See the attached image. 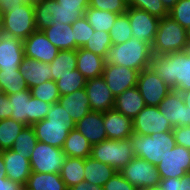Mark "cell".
<instances>
[{"mask_svg": "<svg viewBox=\"0 0 190 190\" xmlns=\"http://www.w3.org/2000/svg\"><path fill=\"white\" fill-rule=\"evenodd\" d=\"M137 87L146 106H159L161 101L172 90L150 68L144 69L139 73Z\"/></svg>", "mask_w": 190, "mask_h": 190, "instance_id": "8fae6325", "label": "cell"}, {"mask_svg": "<svg viewBox=\"0 0 190 190\" xmlns=\"http://www.w3.org/2000/svg\"><path fill=\"white\" fill-rule=\"evenodd\" d=\"M140 71L127 68L125 66L105 63L102 77L116 98L127 89L137 86Z\"/></svg>", "mask_w": 190, "mask_h": 190, "instance_id": "9a60e30c", "label": "cell"}, {"mask_svg": "<svg viewBox=\"0 0 190 190\" xmlns=\"http://www.w3.org/2000/svg\"><path fill=\"white\" fill-rule=\"evenodd\" d=\"M24 55L44 63H51L59 53V49L54 46L43 33L35 31L23 40Z\"/></svg>", "mask_w": 190, "mask_h": 190, "instance_id": "ac0fdd59", "label": "cell"}, {"mask_svg": "<svg viewBox=\"0 0 190 190\" xmlns=\"http://www.w3.org/2000/svg\"><path fill=\"white\" fill-rule=\"evenodd\" d=\"M162 5L169 12L179 0H160Z\"/></svg>", "mask_w": 190, "mask_h": 190, "instance_id": "9f6ffc18", "label": "cell"}, {"mask_svg": "<svg viewBox=\"0 0 190 190\" xmlns=\"http://www.w3.org/2000/svg\"><path fill=\"white\" fill-rule=\"evenodd\" d=\"M84 158L66 157L60 176L67 188L84 181Z\"/></svg>", "mask_w": 190, "mask_h": 190, "instance_id": "1f68e13d", "label": "cell"}, {"mask_svg": "<svg viewBox=\"0 0 190 190\" xmlns=\"http://www.w3.org/2000/svg\"><path fill=\"white\" fill-rule=\"evenodd\" d=\"M119 172L137 189H157L161 180L157 166L138 157H134Z\"/></svg>", "mask_w": 190, "mask_h": 190, "instance_id": "ba28073f", "label": "cell"}, {"mask_svg": "<svg viewBox=\"0 0 190 190\" xmlns=\"http://www.w3.org/2000/svg\"><path fill=\"white\" fill-rule=\"evenodd\" d=\"M180 182L178 183V190H190V172L182 176Z\"/></svg>", "mask_w": 190, "mask_h": 190, "instance_id": "11a10c76", "label": "cell"}, {"mask_svg": "<svg viewBox=\"0 0 190 190\" xmlns=\"http://www.w3.org/2000/svg\"><path fill=\"white\" fill-rule=\"evenodd\" d=\"M51 104L33 96L29 99V126L46 118Z\"/></svg>", "mask_w": 190, "mask_h": 190, "instance_id": "f6af8a7d", "label": "cell"}, {"mask_svg": "<svg viewBox=\"0 0 190 190\" xmlns=\"http://www.w3.org/2000/svg\"><path fill=\"white\" fill-rule=\"evenodd\" d=\"M129 139L135 157L144 159L154 166H157L162 158L176 145L173 130L152 133L151 135L133 133Z\"/></svg>", "mask_w": 190, "mask_h": 190, "instance_id": "5b68a950", "label": "cell"}, {"mask_svg": "<svg viewBox=\"0 0 190 190\" xmlns=\"http://www.w3.org/2000/svg\"><path fill=\"white\" fill-rule=\"evenodd\" d=\"M127 5H129L131 0H123Z\"/></svg>", "mask_w": 190, "mask_h": 190, "instance_id": "94428289", "label": "cell"}, {"mask_svg": "<svg viewBox=\"0 0 190 190\" xmlns=\"http://www.w3.org/2000/svg\"><path fill=\"white\" fill-rule=\"evenodd\" d=\"M86 10H51V0H34V21L37 31H42L52 23L73 24L84 16Z\"/></svg>", "mask_w": 190, "mask_h": 190, "instance_id": "30bf717a", "label": "cell"}, {"mask_svg": "<svg viewBox=\"0 0 190 190\" xmlns=\"http://www.w3.org/2000/svg\"><path fill=\"white\" fill-rule=\"evenodd\" d=\"M48 40L59 50H76L74 44V32L70 24L52 23L49 27L42 30Z\"/></svg>", "mask_w": 190, "mask_h": 190, "instance_id": "4316f807", "label": "cell"}, {"mask_svg": "<svg viewBox=\"0 0 190 190\" xmlns=\"http://www.w3.org/2000/svg\"><path fill=\"white\" fill-rule=\"evenodd\" d=\"M1 153L5 164V177L25 186L32 173L29 158L11 149L3 150Z\"/></svg>", "mask_w": 190, "mask_h": 190, "instance_id": "ffe728a7", "label": "cell"}, {"mask_svg": "<svg viewBox=\"0 0 190 190\" xmlns=\"http://www.w3.org/2000/svg\"><path fill=\"white\" fill-rule=\"evenodd\" d=\"M125 13L130 22L133 37L141 42H147L152 45L158 30L160 18L134 7H127Z\"/></svg>", "mask_w": 190, "mask_h": 190, "instance_id": "4fadbf2b", "label": "cell"}, {"mask_svg": "<svg viewBox=\"0 0 190 190\" xmlns=\"http://www.w3.org/2000/svg\"><path fill=\"white\" fill-rule=\"evenodd\" d=\"M27 190H68L60 174L32 172L24 186Z\"/></svg>", "mask_w": 190, "mask_h": 190, "instance_id": "f1b7e54d", "label": "cell"}, {"mask_svg": "<svg viewBox=\"0 0 190 190\" xmlns=\"http://www.w3.org/2000/svg\"><path fill=\"white\" fill-rule=\"evenodd\" d=\"M89 6L114 14H124L128 5L123 0H89Z\"/></svg>", "mask_w": 190, "mask_h": 190, "instance_id": "bcb514c9", "label": "cell"}, {"mask_svg": "<svg viewBox=\"0 0 190 190\" xmlns=\"http://www.w3.org/2000/svg\"><path fill=\"white\" fill-rule=\"evenodd\" d=\"M19 71L25 79L28 89L48 80H52V70L49 63L24 57L19 65Z\"/></svg>", "mask_w": 190, "mask_h": 190, "instance_id": "603a6c76", "label": "cell"}, {"mask_svg": "<svg viewBox=\"0 0 190 190\" xmlns=\"http://www.w3.org/2000/svg\"><path fill=\"white\" fill-rule=\"evenodd\" d=\"M4 173H5V164H4L2 153L0 151V174H4Z\"/></svg>", "mask_w": 190, "mask_h": 190, "instance_id": "680465c9", "label": "cell"}, {"mask_svg": "<svg viewBox=\"0 0 190 190\" xmlns=\"http://www.w3.org/2000/svg\"><path fill=\"white\" fill-rule=\"evenodd\" d=\"M158 108L173 128L190 125V110L185 105L180 91L172 89Z\"/></svg>", "mask_w": 190, "mask_h": 190, "instance_id": "2e32d148", "label": "cell"}, {"mask_svg": "<svg viewBox=\"0 0 190 190\" xmlns=\"http://www.w3.org/2000/svg\"><path fill=\"white\" fill-rule=\"evenodd\" d=\"M26 126L13 118L0 120V151L11 149L16 137Z\"/></svg>", "mask_w": 190, "mask_h": 190, "instance_id": "836d02e7", "label": "cell"}, {"mask_svg": "<svg viewBox=\"0 0 190 190\" xmlns=\"http://www.w3.org/2000/svg\"><path fill=\"white\" fill-rule=\"evenodd\" d=\"M30 91L33 97L49 104L57 103L60 98L57 83L53 80L40 83L39 85L30 88Z\"/></svg>", "mask_w": 190, "mask_h": 190, "instance_id": "60d3db41", "label": "cell"}, {"mask_svg": "<svg viewBox=\"0 0 190 190\" xmlns=\"http://www.w3.org/2000/svg\"><path fill=\"white\" fill-rule=\"evenodd\" d=\"M50 64L52 80L57 81L74 69H77L76 50H60Z\"/></svg>", "mask_w": 190, "mask_h": 190, "instance_id": "d6a6232c", "label": "cell"}, {"mask_svg": "<svg viewBox=\"0 0 190 190\" xmlns=\"http://www.w3.org/2000/svg\"><path fill=\"white\" fill-rule=\"evenodd\" d=\"M104 127L107 139L122 140L133 133V120L114 108L103 112Z\"/></svg>", "mask_w": 190, "mask_h": 190, "instance_id": "44dd1931", "label": "cell"}, {"mask_svg": "<svg viewBox=\"0 0 190 190\" xmlns=\"http://www.w3.org/2000/svg\"><path fill=\"white\" fill-rule=\"evenodd\" d=\"M89 0H51V10H86Z\"/></svg>", "mask_w": 190, "mask_h": 190, "instance_id": "7dc6e473", "label": "cell"}, {"mask_svg": "<svg viewBox=\"0 0 190 190\" xmlns=\"http://www.w3.org/2000/svg\"><path fill=\"white\" fill-rule=\"evenodd\" d=\"M181 95L183 97L184 103L187 107H189L190 110V89L186 91H182Z\"/></svg>", "mask_w": 190, "mask_h": 190, "instance_id": "6f0895ef", "label": "cell"}, {"mask_svg": "<svg viewBox=\"0 0 190 190\" xmlns=\"http://www.w3.org/2000/svg\"><path fill=\"white\" fill-rule=\"evenodd\" d=\"M84 89L91 111L103 113L114 108L115 97L102 76L88 79Z\"/></svg>", "mask_w": 190, "mask_h": 190, "instance_id": "e0dca14e", "label": "cell"}, {"mask_svg": "<svg viewBox=\"0 0 190 190\" xmlns=\"http://www.w3.org/2000/svg\"><path fill=\"white\" fill-rule=\"evenodd\" d=\"M180 178H161L157 190H178Z\"/></svg>", "mask_w": 190, "mask_h": 190, "instance_id": "816d5d0a", "label": "cell"}, {"mask_svg": "<svg viewBox=\"0 0 190 190\" xmlns=\"http://www.w3.org/2000/svg\"><path fill=\"white\" fill-rule=\"evenodd\" d=\"M68 190H103V187L93 185V184L87 183L86 181H83L79 184L71 186L70 188H68Z\"/></svg>", "mask_w": 190, "mask_h": 190, "instance_id": "db71d44e", "label": "cell"}, {"mask_svg": "<svg viewBox=\"0 0 190 190\" xmlns=\"http://www.w3.org/2000/svg\"><path fill=\"white\" fill-rule=\"evenodd\" d=\"M173 135L177 145L190 149V125L174 127Z\"/></svg>", "mask_w": 190, "mask_h": 190, "instance_id": "681fc988", "label": "cell"}, {"mask_svg": "<svg viewBox=\"0 0 190 190\" xmlns=\"http://www.w3.org/2000/svg\"><path fill=\"white\" fill-rule=\"evenodd\" d=\"M92 145L76 129L70 130L62 148L66 157L87 158L91 155Z\"/></svg>", "mask_w": 190, "mask_h": 190, "instance_id": "f546056e", "label": "cell"}, {"mask_svg": "<svg viewBox=\"0 0 190 190\" xmlns=\"http://www.w3.org/2000/svg\"><path fill=\"white\" fill-rule=\"evenodd\" d=\"M112 44L113 43L108 32H105L103 30H95L82 48H85L94 54L106 59L108 50Z\"/></svg>", "mask_w": 190, "mask_h": 190, "instance_id": "f35d334b", "label": "cell"}, {"mask_svg": "<svg viewBox=\"0 0 190 190\" xmlns=\"http://www.w3.org/2000/svg\"><path fill=\"white\" fill-rule=\"evenodd\" d=\"M117 171L92 157H87L84 160V181L87 183L102 186L110 180Z\"/></svg>", "mask_w": 190, "mask_h": 190, "instance_id": "83f0119b", "label": "cell"}, {"mask_svg": "<svg viewBox=\"0 0 190 190\" xmlns=\"http://www.w3.org/2000/svg\"><path fill=\"white\" fill-rule=\"evenodd\" d=\"M103 113L90 111L75 123V128L90 142L96 145L107 139L104 127Z\"/></svg>", "mask_w": 190, "mask_h": 190, "instance_id": "7402d4cb", "label": "cell"}, {"mask_svg": "<svg viewBox=\"0 0 190 190\" xmlns=\"http://www.w3.org/2000/svg\"><path fill=\"white\" fill-rule=\"evenodd\" d=\"M8 96L10 102V118L29 126V99L32 96L30 89Z\"/></svg>", "mask_w": 190, "mask_h": 190, "instance_id": "4dcf8cb0", "label": "cell"}, {"mask_svg": "<svg viewBox=\"0 0 190 190\" xmlns=\"http://www.w3.org/2000/svg\"><path fill=\"white\" fill-rule=\"evenodd\" d=\"M10 118L9 96L0 91V120Z\"/></svg>", "mask_w": 190, "mask_h": 190, "instance_id": "f907efd6", "label": "cell"}, {"mask_svg": "<svg viewBox=\"0 0 190 190\" xmlns=\"http://www.w3.org/2000/svg\"><path fill=\"white\" fill-rule=\"evenodd\" d=\"M2 33L25 40L36 31L34 0H4L0 2Z\"/></svg>", "mask_w": 190, "mask_h": 190, "instance_id": "7a4b0ae2", "label": "cell"}, {"mask_svg": "<svg viewBox=\"0 0 190 190\" xmlns=\"http://www.w3.org/2000/svg\"><path fill=\"white\" fill-rule=\"evenodd\" d=\"M171 16L183 28H190V0H179L169 11Z\"/></svg>", "mask_w": 190, "mask_h": 190, "instance_id": "ee69618b", "label": "cell"}, {"mask_svg": "<svg viewBox=\"0 0 190 190\" xmlns=\"http://www.w3.org/2000/svg\"><path fill=\"white\" fill-rule=\"evenodd\" d=\"M27 89L26 81L19 70H0V91L12 95Z\"/></svg>", "mask_w": 190, "mask_h": 190, "instance_id": "e575fe53", "label": "cell"}, {"mask_svg": "<svg viewBox=\"0 0 190 190\" xmlns=\"http://www.w3.org/2000/svg\"><path fill=\"white\" fill-rule=\"evenodd\" d=\"M161 178H181L190 172V149L175 145L157 165Z\"/></svg>", "mask_w": 190, "mask_h": 190, "instance_id": "5bb4252c", "label": "cell"}, {"mask_svg": "<svg viewBox=\"0 0 190 190\" xmlns=\"http://www.w3.org/2000/svg\"><path fill=\"white\" fill-rule=\"evenodd\" d=\"M77 70L88 80L102 76L106 59L85 49H76Z\"/></svg>", "mask_w": 190, "mask_h": 190, "instance_id": "cb8c5ba5", "label": "cell"}, {"mask_svg": "<svg viewBox=\"0 0 190 190\" xmlns=\"http://www.w3.org/2000/svg\"><path fill=\"white\" fill-rule=\"evenodd\" d=\"M37 142L34 128L26 126L16 137L11 150L26 155V158H30Z\"/></svg>", "mask_w": 190, "mask_h": 190, "instance_id": "74e56055", "label": "cell"}, {"mask_svg": "<svg viewBox=\"0 0 190 190\" xmlns=\"http://www.w3.org/2000/svg\"><path fill=\"white\" fill-rule=\"evenodd\" d=\"M32 127L38 142L62 149L70 130L75 128V123L57 102L50 105L46 118L34 123Z\"/></svg>", "mask_w": 190, "mask_h": 190, "instance_id": "3957f363", "label": "cell"}, {"mask_svg": "<svg viewBox=\"0 0 190 190\" xmlns=\"http://www.w3.org/2000/svg\"><path fill=\"white\" fill-rule=\"evenodd\" d=\"M151 49L155 55L188 50L187 29L169 15L160 19Z\"/></svg>", "mask_w": 190, "mask_h": 190, "instance_id": "8992f818", "label": "cell"}, {"mask_svg": "<svg viewBox=\"0 0 190 190\" xmlns=\"http://www.w3.org/2000/svg\"><path fill=\"white\" fill-rule=\"evenodd\" d=\"M71 26L74 32V44L78 48L83 47L95 31L85 16L75 21Z\"/></svg>", "mask_w": 190, "mask_h": 190, "instance_id": "b9f144b4", "label": "cell"}, {"mask_svg": "<svg viewBox=\"0 0 190 190\" xmlns=\"http://www.w3.org/2000/svg\"><path fill=\"white\" fill-rule=\"evenodd\" d=\"M149 68L171 89H190V49L162 55H152Z\"/></svg>", "mask_w": 190, "mask_h": 190, "instance_id": "6da1fadb", "label": "cell"}, {"mask_svg": "<svg viewBox=\"0 0 190 190\" xmlns=\"http://www.w3.org/2000/svg\"><path fill=\"white\" fill-rule=\"evenodd\" d=\"M86 82L87 79L77 69L60 76V79L56 81L60 96L83 89Z\"/></svg>", "mask_w": 190, "mask_h": 190, "instance_id": "8d00e7d4", "label": "cell"}, {"mask_svg": "<svg viewBox=\"0 0 190 190\" xmlns=\"http://www.w3.org/2000/svg\"><path fill=\"white\" fill-rule=\"evenodd\" d=\"M20 190H27V189L24 186H22Z\"/></svg>", "mask_w": 190, "mask_h": 190, "instance_id": "6125c7cd", "label": "cell"}, {"mask_svg": "<svg viewBox=\"0 0 190 190\" xmlns=\"http://www.w3.org/2000/svg\"><path fill=\"white\" fill-rule=\"evenodd\" d=\"M132 120L134 133L138 135H151L173 130L172 125L160 112L158 106H145Z\"/></svg>", "mask_w": 190, "mask_h": 190, "instance_id": "7c38bea8", "label": "cell"}, {"mask_svg": "<svg viewBox=\"0 0 190 190\" xmlns=\"http://www.w3.org/2000/svg\"><path fill=\"white\" fill-rule=\"evenodd\" d=\"M103 190H138V189L133 185H131L123 177V175L119 171H117L114 174V176H112L110 180L103 185Z\"/></svg>", "mask_w": 190, "mask_h": 190, "instance_id": "c3c4849f", "label": "cell"}, {"mask_svg": "<svg viewBox=\"0 0 190 190\" xmlns=\"http://www.w3.org/2000/svg\"><path fill=\"white\" fill-rule=\"evenodd\" d=\"M146 106L137 86L127 89L115 98L114 109L126 117L135 118Z\"/></svg>", "mask_w": 190, "mask_h": 190, "instance_id": "484cf974", "label": "cell"}, {"mask_svg": "<svg viewBox=\"0 0 190 190\" xmlns=\"http://www.w3.org/2000/svg\"><path fill=\"white\" fill-rule=\"evenodd\" d=\"M58 102L65 108L74 123H77L91 111L84 88L60 96Z\"/></svg>", "mask_w": 190, "mask_h": 190, "instance_id": "d4e9b609", "label": "cell"}, {"mask_svg": "<svg viewBox=\"0 0 190 190\" xmlns=\"http://www.w3.org/2000/svg\"><path fill=\"white\" fill-rule=\"evenodd\" d=\"M65 158L62 149L37 142L29 161L32 172L60 174Z\"/></svg>", "mask_w": 190, "mask_h": 190, "instance_id": "9c48e42d", "label": "cell"}, {"mask_svg": "<svg viewBox=\"0 0 190 190\" xmlns=\"http://www.w3.org/2000/svg\"><path fill=\"white\" fill-rule=\"evenodd\" d=\"M21 185L5 177L4 174H0V190H20Z\"/></svg>", "mask_w": 190, "mask_h": 190, "instance_id": "f5cc1de1", "label": "cell"}, {"mask_svg": "<svg viewBox=\"0 0 190 190\" xmlns=\"http://www.w3.org/2000/svg\"><path fill=\"white\" fill-rule=\"evenodd\" d=\"M24 55L23 40L2 33L0 37V70H19Z\"/></svg>", "mask_w": 190, "mask_h": 190, "instance_id": "d6986e66", "label": "cell"}, {"mask_svg": "<svg viewBox=\"0 0 190 190\" xmlns=\"http://www.w3.org/2000/svg\"><path fill=\"white\" fill-rule=\"evenodd\" d=\"M113 44H121L133 37L130 22L126 13L117 16L109 31Z\"/></svg>", "mask_w": 190, "mask_h": 190, "instance_id": "ab89813d", "label": "cell"}, {"mask_svg": "<svg viewBox=\"0 0 190 190\" xmlns=\"http://www.w3.org/2000/svg\"><path fill=\"white\" fill-rule=\"evenodd\" d=\"M90 157L120 171L135 155L130 139L126 138L122 140L106 139L93 145Z\"/></svg>", "mask_w": 190, "mask_h": 190, "instance_id": "52a82bcc", "label": "cell"}, {"mask_svg": "<svg viewBox=\"0 0 190 190\" xmlns=\"http://www.w3.org/2000/svg\"><path fill=\"white\" fill-rule=\"evenodd\" d=\"M118 15L120 14H114L106 10H97L90 6L84 13L85 18L88 20V23L94 28V30H103L108 33Z\"/></svg>", "mask_w": 190, "mask_h": 190, "instance_id": "d590c367", "label": "cell"}, {"mask_svg": "<svg viewBox=\"0 0 190 190\" xmlns=\"http://www.w3.org/2000/svg\"><path fill=\"white\" fill-rule=\"evenodd\" d=\"M151 45L132 37L121 44H112L108 50L106 62L142 71L149 68L152 59Z\"/></svg>", "mask_w": 190, "mask_h": 190, "instance_id": "277c9868", "label": "cell"}, {"mask_svg": "<svg viewBox=\"0 0 190 190\" xmlns=\"http://www.w3.org/2000/svg\"><path fill=\"white\" fill-rule=\"evenodd\" d=\"M128 7L144 10L160 19L169 15L160 0H131Z\"/></svg>", "mask_w": 190, "mask_h": 190, "instance_id": "7bdbcfd3", "label": "cell"}, {"mask_svg": "<svg viewBox=\"0 0 190 190\" xmlns=\"http://www.w3.org/2000/svg\"><path fill=\"white\" fill-rule=\"evenodd\" d=\"M187 37H188V46H189V49H190V28L187 29Z\"/></svg>", "mask_w": 190, "mask_h": 190, "instance_id": "91938a15", "label": "cell"}]
</instances>
